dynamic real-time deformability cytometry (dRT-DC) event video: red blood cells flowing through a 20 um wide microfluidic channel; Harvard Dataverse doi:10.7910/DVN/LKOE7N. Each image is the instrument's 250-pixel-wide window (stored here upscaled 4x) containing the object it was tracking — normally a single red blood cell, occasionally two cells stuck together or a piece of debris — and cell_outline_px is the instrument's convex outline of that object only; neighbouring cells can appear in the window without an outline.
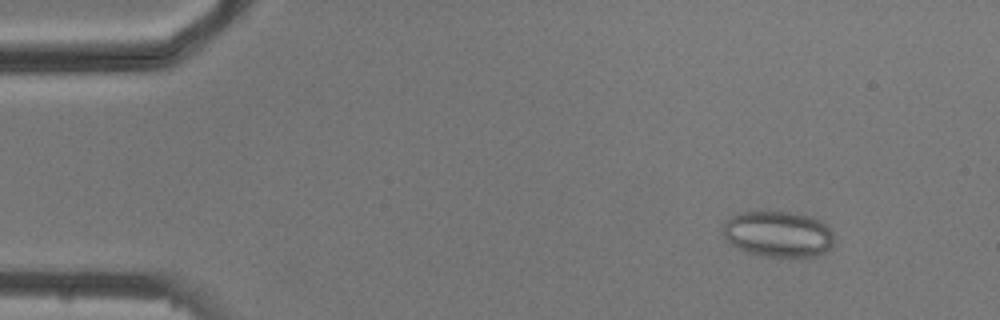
{"species": "common noctule bat (a hibernating species)", "species_latin": "Nyctalus noctula", "temperature_condition": "cold", "stored_images_in_passage": 4, "camera_frame_rate_fps": 3000, "um_per_image_px": 0.085, "animal": {"sex": "male", "body_mass_g": 20.5, "forearm_length_mm": 52.5}, "frame": {"image": 1, "passage_image": 2, "time_ms": 1.0, "image_size_px": [1000, 320], "cell_outline_px": [[832, 244], [828, 252], [816, 256], [764, 256], [748, 252], [732, 244], [724, 236], [724, 224], [732, 216], [740, 212], [788, 212], [808, 216], [820, 220], [832, 228]], "centroid_in_image_um": [66.19, 19.89], "position_along_channel_um": 18.8, "area_um2": 29.42}}